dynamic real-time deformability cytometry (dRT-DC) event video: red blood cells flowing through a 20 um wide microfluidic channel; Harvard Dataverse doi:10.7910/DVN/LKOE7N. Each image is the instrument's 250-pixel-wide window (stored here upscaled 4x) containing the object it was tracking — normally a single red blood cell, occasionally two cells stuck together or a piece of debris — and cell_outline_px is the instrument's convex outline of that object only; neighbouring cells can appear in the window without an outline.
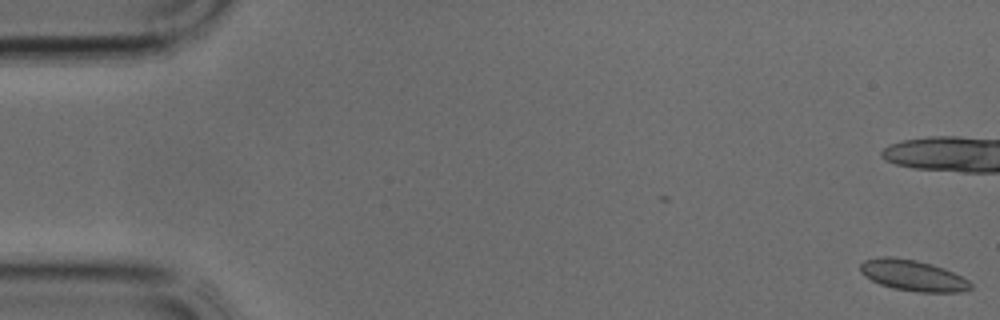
{"species": "common noctule bat (a hibernating species)", "species_latin": "Nyctalus noctula", "temperature_condition": "cold", "stored_images_in_passage": 13, "camera_frame_rate_fps": 3000, "um_per_image_px": 0.085, "animal": {"sex": "male", "body_mass_g": 17.9, "forearm_length_mm": 54.2}, "frame": {"image": 1, "passage_image": 1, "time_ms": 0.0, "image_size_px": [1000, 320], "cell_outline_px": [[972, 288], [960, 292], [916, 292], [892, 288], [880, 284], [864, 276], [860, 272], [860, 264], [864, 260], [884, 256], [892, 256], [916, 260], [932, 264], [944, 268], [968, 280], [972, 284]], "centroid_in_image_um": [77.57, 23.41], "position_along_channel_um": 7.4, "area_um2": 19.94}}